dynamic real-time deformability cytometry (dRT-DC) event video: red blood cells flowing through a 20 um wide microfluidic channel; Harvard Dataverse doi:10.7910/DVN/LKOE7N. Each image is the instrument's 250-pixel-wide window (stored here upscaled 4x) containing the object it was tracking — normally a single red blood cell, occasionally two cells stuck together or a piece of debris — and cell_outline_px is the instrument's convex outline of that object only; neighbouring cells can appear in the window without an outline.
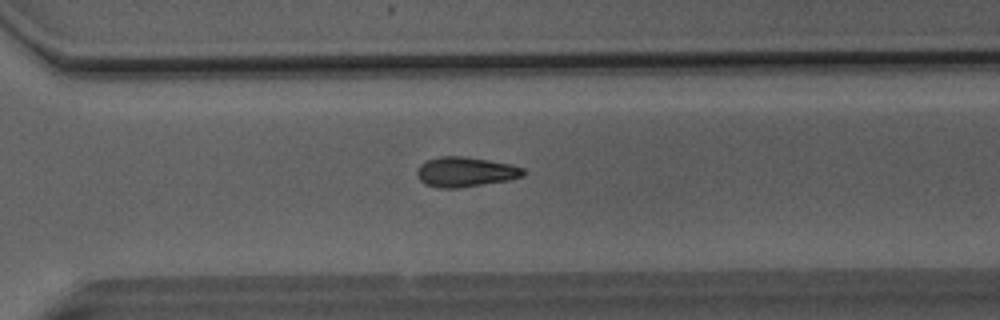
{"species": "Egyptian fruit bat (a non-hibernating species)", "species_latin": "Rousettus aegyptiacus", "temperature_condition": "room temperature", "stored_images_in_passage": 37, "camera_frame_rate_fps": 3000, "um_per_image_px": 0.085, "animal": {"sex": "male"}, "frame": {"image": 1, "passage_image": 23, "time_ms": 7.333, "image_size_px": [1000, 320], "cell_outline_px": [[524, 172], [520, 176], [508, 180], [460, 188], [436, 188], [424, 184], [416, 176], [416, 172], [420, 164], [428, 160], [440, 156], [460, 156], [488, 160], [508, 164], [524, 168]], "centroid_in_image_um": [39.48, 14.62], "position_along_channel_um": 331.1, "area_um2": 18.38}}
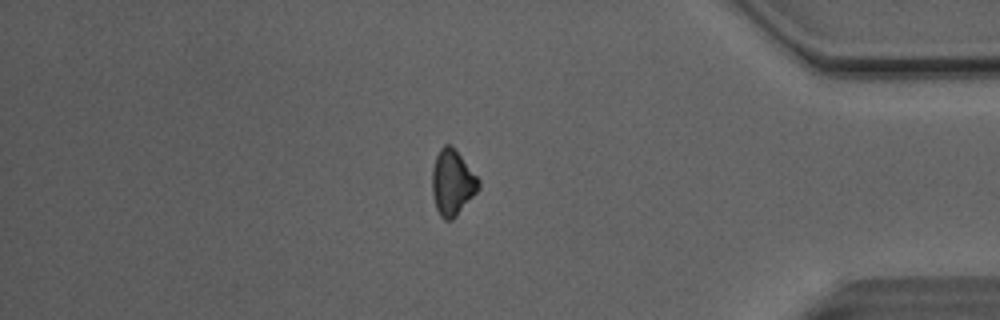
{"frame": {"image": 2, "passage_image": 30, "time_ms": 9.667, "image_size_px": [1000, 320], "cell_outline_px": [[480, 188], [456, 216], [452, 220], [444, 220], [440, 216], [436, 208], [432, 192], [432, 168], [436, 156], [440, 148], [444, 144], [452, 144], [480, 180]], "centroid_in_image_um": [38.45, 15.5], "position_along_channel_um": 396.8, "area_um2": 17.86}}
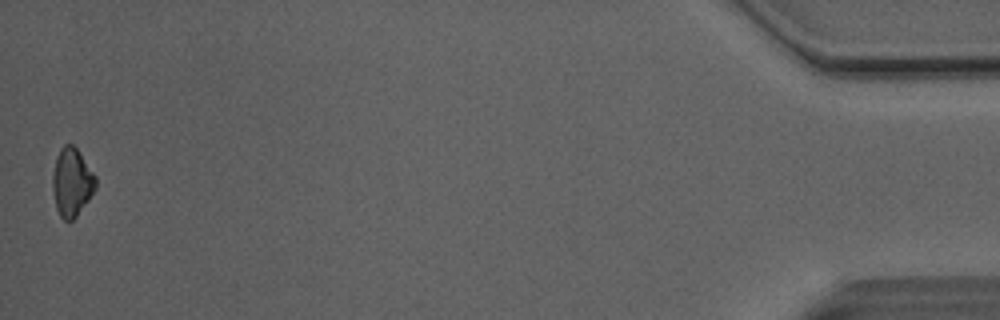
{"frame": {"image": 3, "passage_image": 37, "time_ms": 12.0, "image_size_px": [1000, 320], "cell_outline_px": [[96, 188], [88, 200], [76, 216], [72, 220], [64, 220], [60, 216], [56, 208], [52, 188], [52, 172], [56, 156], [60, 148], [64, 144], [72, 144], [76, 148], [96, 176]], "centroid_in_image_um": [6.08, 15.47], "position_along_channel_um": 429.1, "area_um2": 17.11}, "authors_computed_cell_mechanics": {"area_um2": 17.9758, "velocity_mm_per_s": 4.1249, "shape_relaxation_time_tau1_ms": 5.8171, "shape_relaxation_time_tau2_ms": null, "deformation_change_tau1": 0.1388, "deformation_change_tau2": null}}